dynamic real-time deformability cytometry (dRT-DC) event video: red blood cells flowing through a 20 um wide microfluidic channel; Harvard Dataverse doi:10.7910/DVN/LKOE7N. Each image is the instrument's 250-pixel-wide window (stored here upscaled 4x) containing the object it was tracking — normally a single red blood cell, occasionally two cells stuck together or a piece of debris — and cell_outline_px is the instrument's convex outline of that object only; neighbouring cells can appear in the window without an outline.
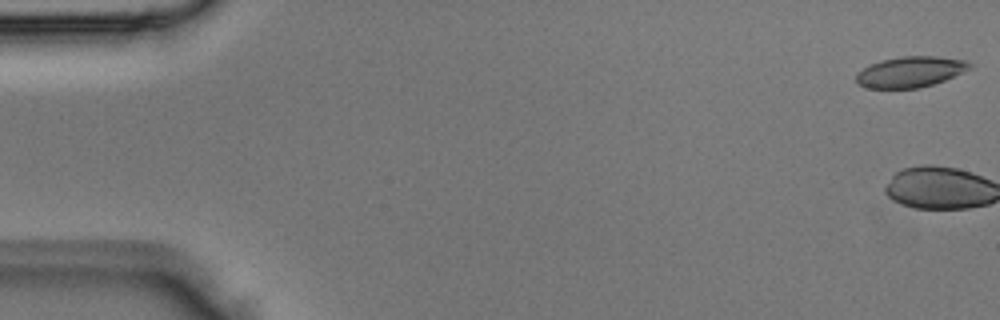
{"species": "Egyptian fruit bat (a non-hibernating species)", "species_latin": "Rousettus aegyptiacus", "temperature_condition": "room temperature", "stored_images_in_passage": 4, "camera_frame_rate_fps": 3000, "um_per_image_px": 0.085, "animal": {"sex": "male"}, "frame": {"image": 1, "passage_image": 1, "time_ms": 0.0, "image_size_px": [1000, 320], "cell_outline_px": [[972, 68], [964, 72], [944, 80], [920, 88], [864, 88], [856, 84], [856, 72], [880, 60], [900, 56], [936, 56], [968, 60], [972, 64]], "centroid_in_image_um": [77.38, 6.1], "position_along_channel_um": 7.6, "area_um2": 20.58}}